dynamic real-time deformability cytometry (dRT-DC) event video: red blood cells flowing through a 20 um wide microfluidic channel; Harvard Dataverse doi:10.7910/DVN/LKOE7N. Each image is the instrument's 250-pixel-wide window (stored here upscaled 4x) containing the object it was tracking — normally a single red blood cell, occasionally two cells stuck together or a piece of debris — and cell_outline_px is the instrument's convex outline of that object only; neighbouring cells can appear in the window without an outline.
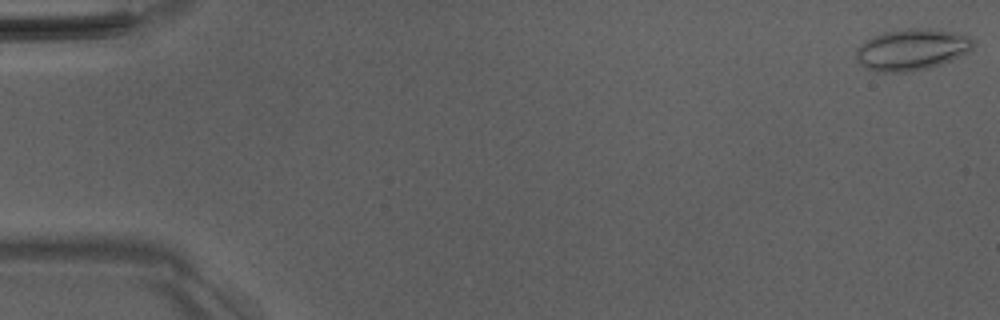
{"species": "Egyptian fruit bat (a non-hibernating species)", "species_latin": "Rousettus aegyptiacus", "temperature_condition": "room temperature", "stored_images_in_passage": 52, "camera_frame_rate_fps": 3000, "um_per_image_px": 0.085, "animal": {"sex": "male"}, "frame": {"image": 1, "passage_image": 1, "time_ms": 0.0, "image_size_px": [1000, 320], "cell_outline_px": [[972, 48], [968, 52], [952, 60], [928, 68], [908, 72], [876, 72], [860, 64], [856, 60], [856, 48], [860, 44], [872, 36], [884, 32], [908, 28], [928, 28], [956, 32], [968, 36], [972, 40]], "centroid_in_image_um": [77.47, 4.21], "position_along_channel_um": 7.5, "area_um2": 28.32}}
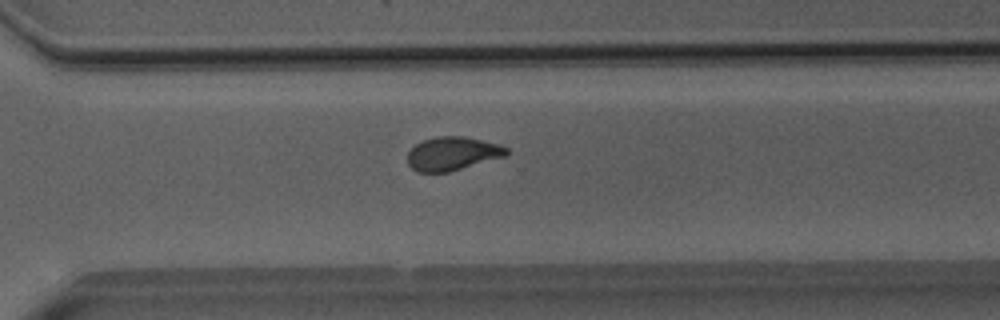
{"frame": {"image": 2, "passage_image": 37, "time_ms": 12.0, "image_size_px": [1000, 320], "cell_outline_px": [[508, 156], [448, 172], [416, 172], [408, 164], [408, 152], [416, 144], [424, 140], [436, 136], [460, 136], [500, 144], [508, 148]], "centroid_in_image_um": [38.48, 13.06], "position_along_channel_um": 332.1, "area_um2": 19.36}}
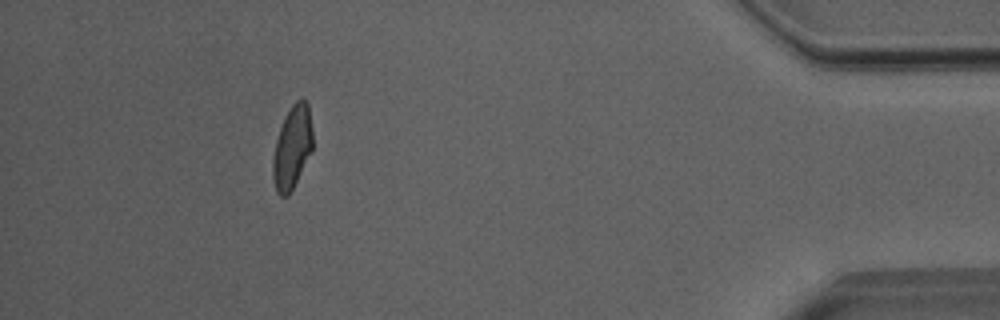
{"frame": {"image": 3, "passage_image": 47, "time_ms": 15.333, "image_size_px": [1000, 320], "cell_outline_px": [[312, 152], [288, 196], [280, 196], [276, 192], [272, 180], [272, 160], [276, 140], [284, 116], [292, 104], [300, 96], [308, 104], [312, 128]], "centroid_in_image_um": [24.83, 12.52], "position_along_channel_um": 410.4, "area_um2": 19.48}, "authors_computed_cell_mechanics": {"area_um2": 20.0566, "velocity_mm_per_s": 4.0273, "shape_relaxation_time_tau1_ms": 8.4634, "shape_relaxation_time_tau2_ms": 1.3849, "deformation_change_tau1": 0.1932, "deformation_change_tau2": 0.0772}}